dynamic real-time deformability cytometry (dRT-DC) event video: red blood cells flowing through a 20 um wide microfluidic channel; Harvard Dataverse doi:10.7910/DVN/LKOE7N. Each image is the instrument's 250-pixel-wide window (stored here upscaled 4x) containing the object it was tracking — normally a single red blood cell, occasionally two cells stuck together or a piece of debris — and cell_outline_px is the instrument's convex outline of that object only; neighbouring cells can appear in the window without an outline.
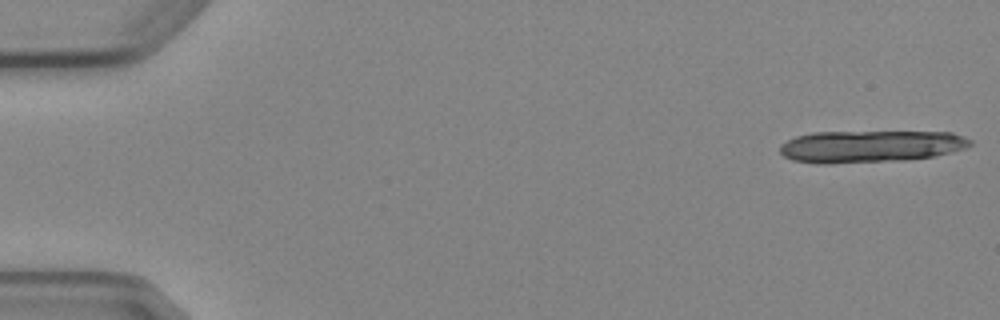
{"species": "Egyptian fruit bat (a non-hibernating species)", "species_latin": "Rousettus aegyptiacus", "temperature_condition": "cold", "stored_images_in_passage": 5, "camera_frame_rate_fps": 3000, "um_per_image_px": 0.085, "animal": {"sex": "female"}, "frame": {"image": 1, "passage_image": 1, "time_ms": 0.0, "image_size_px": [1000, 320], "cell_outline_px": [[972, 144], [964, 148], [936, 156], [904, 160], [832, 164], [816, 164], [792, 160], [784, 156], [780, 152], [780, 144], [796, 136], [812, 132], [952, 132], [964, 136], [972, 140]], "centroid_in_image_um": [73.96, 12.45], "position_along_channel_um": 11.0, "area_um2": 35.84}}
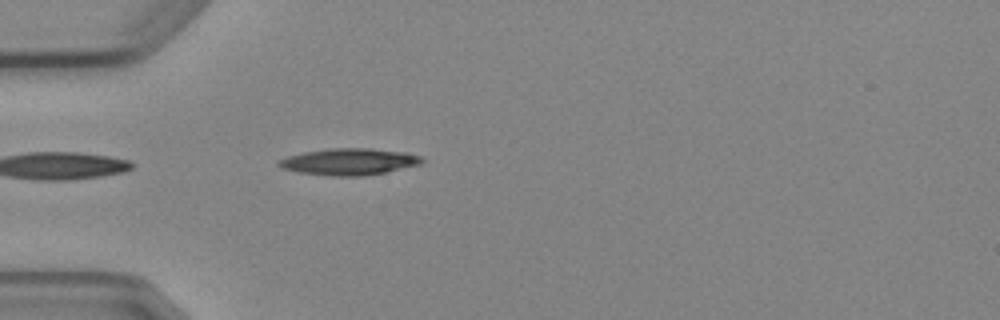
{"frame": {"image": 2, "passage_image": 5, "time_ms": 5.0, "image_size_px": [1000, 320], "cell_outline_px": [[424, 160], [420, 164], [384, 172], [364, 176], [332, 176], [300, 172], [284, 168], [276, 164], [276, 160], [288, 156], [304, 152], [332, 148], [372, 148], [404, 152], [420, 156]], "centroid_in_image_um": [29.66, 13.74], "position_along_channel_um": 55.3, "area_um2": 22.02}}